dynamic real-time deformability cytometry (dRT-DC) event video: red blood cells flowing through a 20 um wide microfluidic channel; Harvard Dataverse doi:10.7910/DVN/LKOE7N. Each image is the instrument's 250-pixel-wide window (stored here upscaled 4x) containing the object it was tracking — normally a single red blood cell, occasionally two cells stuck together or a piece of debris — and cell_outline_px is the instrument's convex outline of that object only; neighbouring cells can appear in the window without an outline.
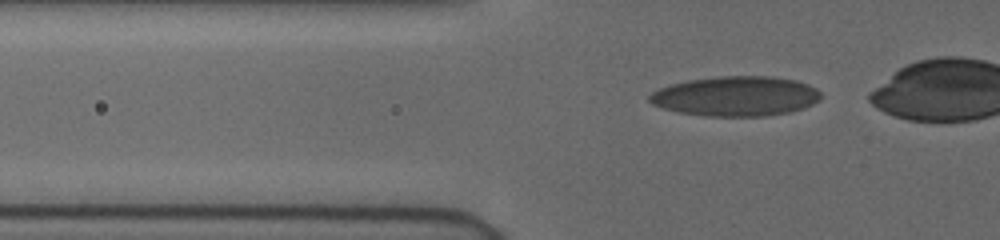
{"species": "human", "species_latin": "Homo sapiens", "temperature_condition": "cold", "stored_images_in_passage": 36, "camera_frame_rate_fps": 3000, "um_per_image_px": 0.085, "donor": {"sex": "female"}, "frame": {"image": 1, "passage_image": 7, "time_ms": 2.0, "image_size_px": [1000, 240], "cell_outline_px": [[820, 100], [804, 108], [788, 112], [764, 116], [708, 116], [680, 112], [664, 108], [652, 104], [648, 100], [648, 96], [652, 92], [660, 88], [672, 84], [688, 80], [720, 76], [768, 76], [796, 80], [808, 84], [816, 88], [820, 92]], "centroid_in_image_um": [62.56, 8.17], "position_along_channel_um": 63.2, "area_um2": 39.65}}
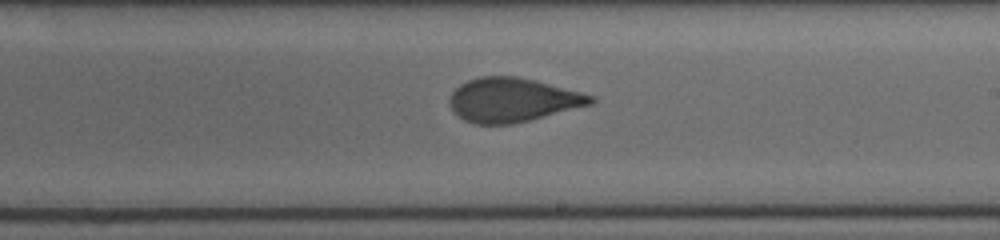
{"frame": {"image": 2, "passage_image": 22, "time_ms": 7.0, "image_size_px": [1000, 240], "cell_outline_px": [[596, 100], [592, 104], [512, 124], [476, 124], [464, 120], [452, 108], [448, 100], [452, 92], [460, 84], [468, 80], [480, 76], [516, 76], [596, 96]], "centroid_in_image_um": [43.55, 8.49], "position_along_channel_um": 245.5, "area_um2": 35.72}}
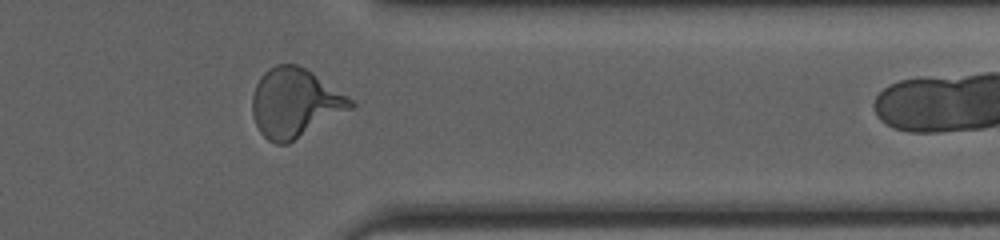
{"frame": {"image": 3, "passage_image": 33, "time_ms": 10.667, "image_size_px": [1000, 240], "cell_outline_px": [[356, 104], [352, 108], [288, 144], [276, 144], [268, 140], [260, 132], [256, 124], [252, 112], [252, 96], [256, 84], [260, 76], [268, 68], [276, 64], [296, 64], [312, 72], [348, 96]], "centroid_in_image_um": [25.04, 8.75], "position_along_channel_um": 386.4, "area_um2": 39.36}}